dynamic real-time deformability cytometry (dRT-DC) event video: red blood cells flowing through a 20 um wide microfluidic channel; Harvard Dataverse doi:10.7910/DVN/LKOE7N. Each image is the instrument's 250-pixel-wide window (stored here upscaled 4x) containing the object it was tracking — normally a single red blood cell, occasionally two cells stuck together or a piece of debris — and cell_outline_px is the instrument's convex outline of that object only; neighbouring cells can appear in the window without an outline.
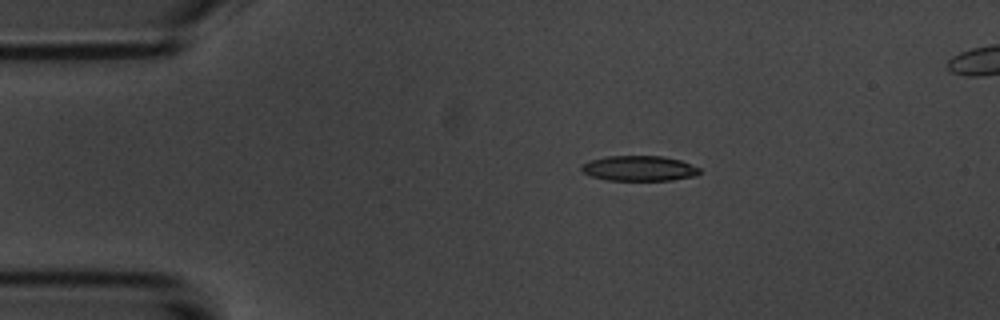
{"species": "common noctule bat (a hibernating species)", "species_latin": "Nyctalus noctula", "temperature_condition": "room temperature", "stored_images_in_passage": 4, "camera_frame_rate_fps": 3000, "um_per_image_px": 0.085, "animal": {"sex": "male", "body_mass_g": 20.1, "forearm_length_mm": 53.5}, "frame": {"image": 1, "passage_image": 1, "time_ms": 0.0, "image_size_px": [1000, 320], "cell_outline_px": [[700, 172], [696, 176], [672, 180], [608, 180], [592, 176], [580, 172], [580, 164], [588, 160], [608, 156], [660, 156], [680, 160], [700, 168]], "centroid_in_image_um": [54.28, 14.31], "position_along_channel_um": 30.7, "area_um2": 17.46}}